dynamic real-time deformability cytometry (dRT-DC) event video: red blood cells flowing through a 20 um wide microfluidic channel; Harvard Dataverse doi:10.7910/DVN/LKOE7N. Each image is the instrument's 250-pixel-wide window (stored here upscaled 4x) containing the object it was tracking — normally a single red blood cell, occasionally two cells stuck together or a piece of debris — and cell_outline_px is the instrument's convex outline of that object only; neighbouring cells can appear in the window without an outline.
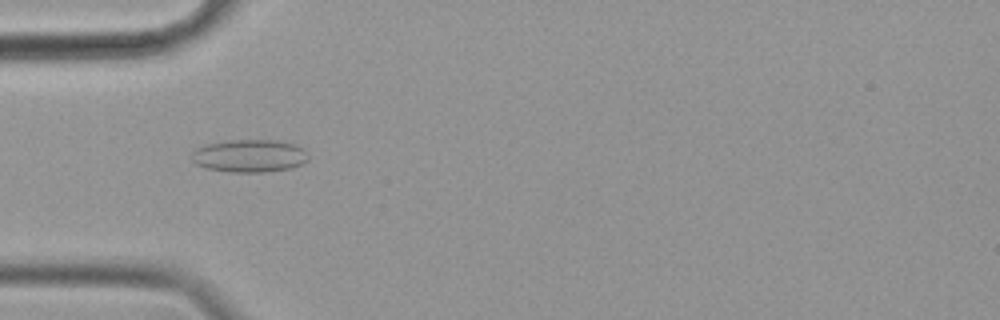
{"species": "common noctule bat (a hibernating species)", "species_latin": "Nyctalus noctula", "temperature_condition": "cold", "stored_images_in_passage": 57, "camera_frame_rate_fps": 3000, "um_per_image_px": 0.085, "animal": {"sex": "female", "body_mass_g": 19.9}, "frame": {"image": 1, "passage_image": 17, "time_ms": 5.333, "image_size_px": [1000, 320], "cell_outline_px": [[308, 160], [292, 168], [264, 172], [228, 172], [208, 168], [196, 164], [192, 160], [192, 152], [196, 148], [204, 144], [228, 140], [280, 140], [296, 144], [304, 148], [308, 156]], "centroid_in_image_um": [21.22, 13.23], "position_along_channel_um": 63.8, "area_um2": 22.48}}
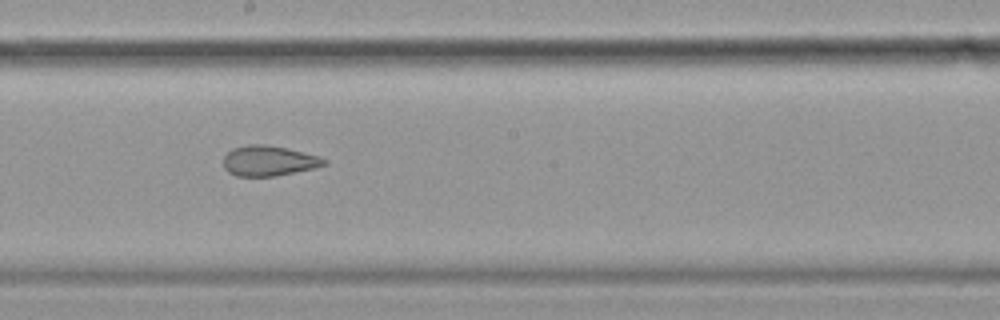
{"frame": {"image": 2, "passage_image": 31, "time_ms": 10.0, "image_size_px": [1000, 320], "cell_outline_px": [[328, 164], [312, 168], [276, 176], [236, 176], [228, 172], [224, 168], [224, 156], [232, 148], [248, 144], [264, 144], [288, 148], [320, 156], [328, 160]], "centroid_in_image_um": [22.85, 13.66], "position_along_channel_um": 225.3, "area_um2": 17.86}}
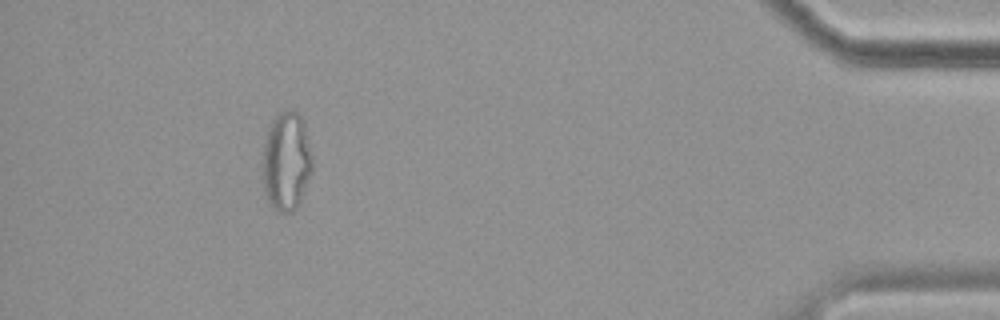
{"frame": {"image": 3, "passage_image": 52, "time_ms": 17.0, "image_size_px": [1000, 320], "cell_outline_px": [[312, 172], [300, 200], [296, 208], [292, 212], [280, 212], [272, 208], [264, 196], [260, 164], [264, 140], [268, 128], [272, 120], [280, 112], [288, 108], [296, 112], [300, 116], [304, 124], [312, 156]], "centroid_in_image_um": [24.29, 13.73], "position_along_channel_um": 410.9, "area_um2": 29.36}, "authors_computed_cell_mechanics": {"area_um2": 23.6402, "velocity_mm_per_s": 3.4795, "shape_relaxation_time_tau1_ms": null, "shape_relaxation_time_tau2_ms": 2.3048, "deformation_change_tau1": null, "deformation_change_tau2": 0.0868}}